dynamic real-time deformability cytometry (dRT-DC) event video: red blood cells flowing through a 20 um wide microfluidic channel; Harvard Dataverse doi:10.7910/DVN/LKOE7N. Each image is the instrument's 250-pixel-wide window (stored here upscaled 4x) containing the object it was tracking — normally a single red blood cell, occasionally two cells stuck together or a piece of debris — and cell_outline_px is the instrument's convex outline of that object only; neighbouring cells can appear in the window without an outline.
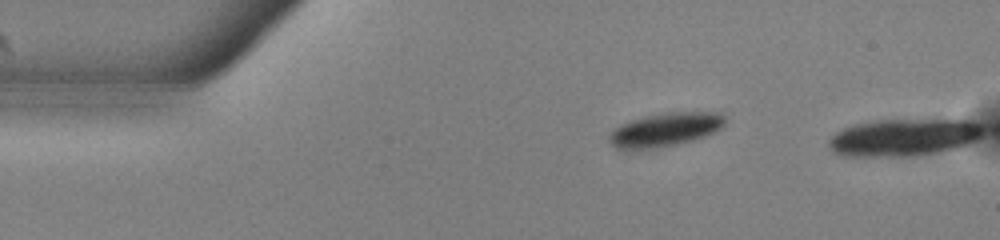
{"species": "common noctule bat (a hibernating species)", "species_latin": "Nyctalus noctula", "temperature_condition": "warm", "stored_images_in_passage": 5, "segment_of_instrument_passage": [2, 2], "camera_frame_rate_fps": 3000, "um_per_image_px": 0.085, "animal": {"sex": "male", "body_mass_g": 13.0, "forearm_length_mm": 53.1}, "frame": {"image": 1, "passage_image": 5, "time_ms": 1.333, "image_size_px": [1000, 240], "cell_outline_px": [[984, 132], [976, 140], [968, 144], [956, 148], [916, 156], [840, 156], [832, 152], [828, 144], [828, 140], [836, 132], [852, 124], [876, 120], [976, 120], [984, 124]], "centroid_in_image_um": [76.83, 11.67], "position_along_channel_um": 8.2, "area_um2": 33.93}}